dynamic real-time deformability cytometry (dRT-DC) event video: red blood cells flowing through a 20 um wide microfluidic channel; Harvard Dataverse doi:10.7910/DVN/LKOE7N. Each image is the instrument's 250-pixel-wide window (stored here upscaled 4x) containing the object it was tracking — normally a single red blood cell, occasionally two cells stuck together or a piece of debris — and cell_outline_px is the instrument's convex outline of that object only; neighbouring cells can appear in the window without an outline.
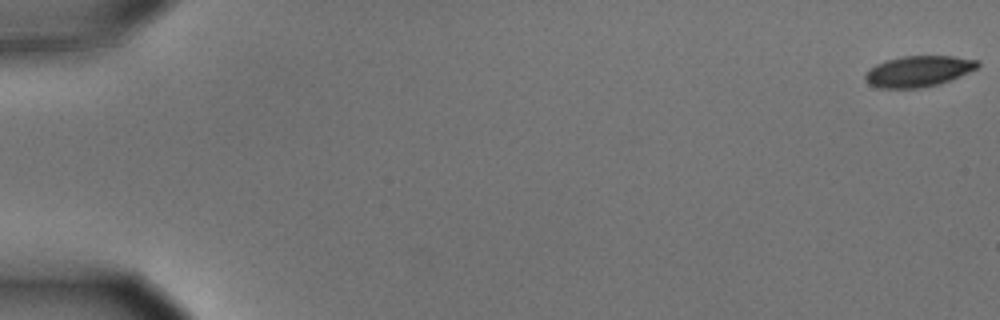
{"species": "common noctule bat (a hibernating species)", "species_latin": "Nyctalus noctula", "temperature_condition": "cold", "stored_images_in_passage": 53, "camera_frame_rate_fps": 3000, "um_per_image_px": 0.085, "animal": {"sex": "male", "body_mass_g": 15.6}, "frame": {"image": 1, "passage_image": 1, "time_ms": 0.0, "image_size_px": [1000, 320], "cell_outline_px": [[980, 64], [976, 68], [960, 76], [936, 84], [920, 88], [876, 88], [868, 84], [864, 80], [864, 76], [876, 64], [884, 60], [904, 56], [952, 56], [980, 60]], "centroid_in_image_um": [78.04, 6.05], "position_along_channel_um": 7.0, "area_um2": 20.17}}
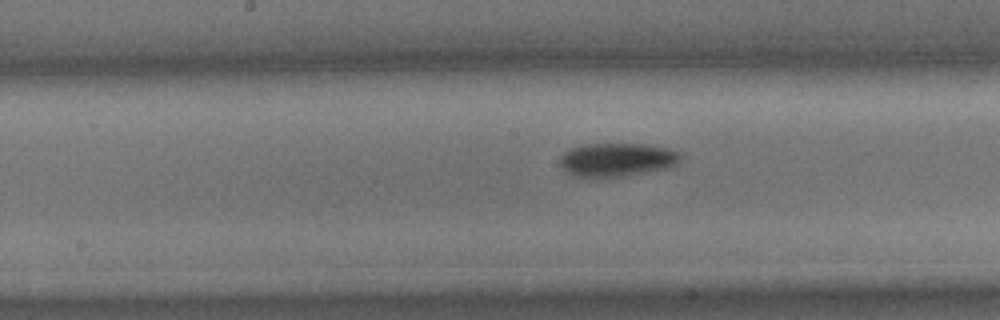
{"frame": {"image": 2, "passage_image": 30, "time_ms": 9.667, "image_size_px": [1000, 320], "cell_outline_px": [[680, 160], [676, 164], [668, 168], [628, 176], [596, 180], [576, 176], [568, 172], [560, 164], [560, 156], [564, 152], [572, 148], [588, 144], [644, 144], [672, 148], [680, 152]], "centroid_in_image_um": [52.46, 13.61], "position_along_channel_um": 195.7, "area_um2": 24.16}}
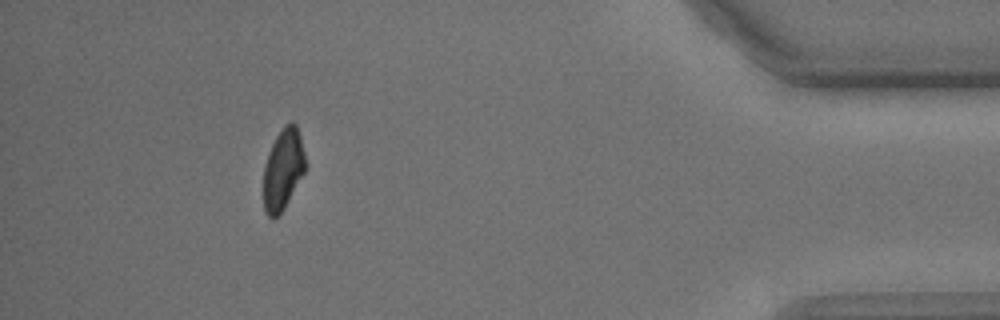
{"frame": {"image": 3, "passage_image": 52, "time_ms": 17.0, "image_size_px": [1000, 320], "cell_outline_px": [[308, 164], [304, 172], [284, 208], [272, 220], [264, 212], [264, 164], [268, 152], [276, 136], [284, 124], [292, 120], [296, 124], [300, 136]], "centroid_in_image_um": [24.07, 14.35], "position_along_channel_um": 411.1, "area_um2": 19.94}}